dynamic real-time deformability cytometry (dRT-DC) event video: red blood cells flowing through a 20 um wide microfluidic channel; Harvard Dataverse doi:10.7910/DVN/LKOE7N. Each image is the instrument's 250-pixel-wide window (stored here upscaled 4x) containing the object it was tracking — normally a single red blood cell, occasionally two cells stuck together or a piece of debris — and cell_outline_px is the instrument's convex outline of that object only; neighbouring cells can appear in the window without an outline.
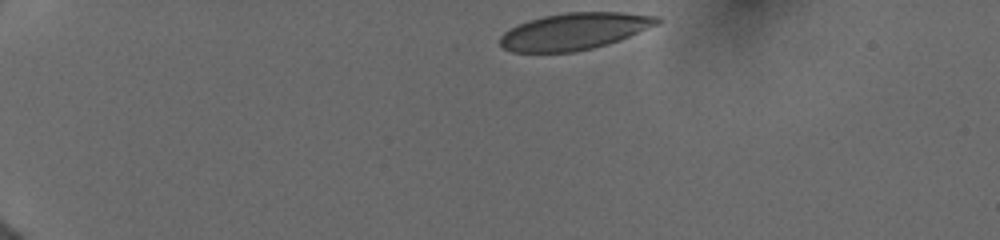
{"species": "human", "species_latin": "Homo sapiens", "temperature_condition": "cold", "stored_images_in_passage": 51, "camera_frame_rate_fps": 3000, "um_per_image_px": 0.085, "donor": {"sex": "female"}, "frame": {"image": 1, "passage_image": 1, "time_ms": 0.0, "image_size_px": [1000, 240], "cell_outline_px": [[664, 20], [656, 24], [620, 40], [608, 44], [592, 48], [572, 52], [512, 52], [504, 48], [500, 44], [500, 36], [504, 32], [528, 20], [544, 16], [568, 12], [620, 12], [660, 16]], "centroid_in_image_um": [48.83, 2.66], "position_along_channel_um": 36.2, "area_um2": 33.47}}
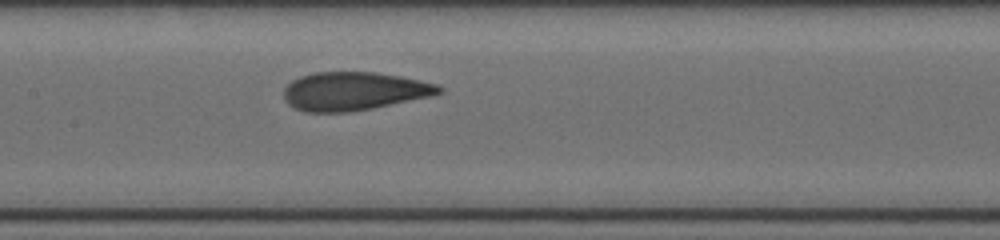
{"frame": {"image": 2, "passage_image": 19, "time_ms": 5.667, "image_size_px": [1000, 240], "cell_outline_px": [[444, 92], [432, 96], [352, 112], [304, 112], [288, 104], [284, 100], [284, 88], [292, 80], [300, 76], [316, 72], [376, 72], [400, 76], [420, 80], [436, 84], [444, 88]], "centroid_in_image_um": [30.09, 7.75], "position_along_channel_um": 177.3, "area_um2": 34.85}}
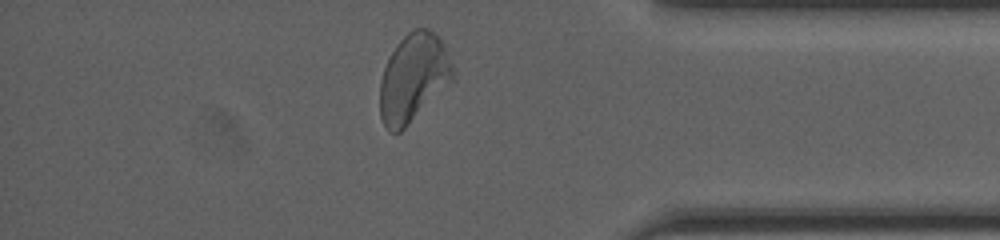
{"frame": {"image": 3, "passage_image": 44, "time_ms": 11.667, "image_size_px": [1000, 240], "cell_outline_px": [[456, 76], [400, 132], [388, 132], [380, 116], [380, 80], [384, 68], [396, 44], [408, 32], [416, 28], [428, 28], [440, 40], [452, 64]], "centroid_in_image_um": [35.11, 6.61], "position_along_channel_um": 400.1, "area_um2": 36.76}, "authors_computed_cell_mechanics": {"area_um2": 35.0268, "velocity_mm_per_s": 3.96, "shape_relaxation_time_tau1_ms": 6.0487, "shape_relaxation_time_tau2_ms": 0.7813, "deformation_change_tau1": 0.1689, "deformation_change_tau2": 0.0403}}